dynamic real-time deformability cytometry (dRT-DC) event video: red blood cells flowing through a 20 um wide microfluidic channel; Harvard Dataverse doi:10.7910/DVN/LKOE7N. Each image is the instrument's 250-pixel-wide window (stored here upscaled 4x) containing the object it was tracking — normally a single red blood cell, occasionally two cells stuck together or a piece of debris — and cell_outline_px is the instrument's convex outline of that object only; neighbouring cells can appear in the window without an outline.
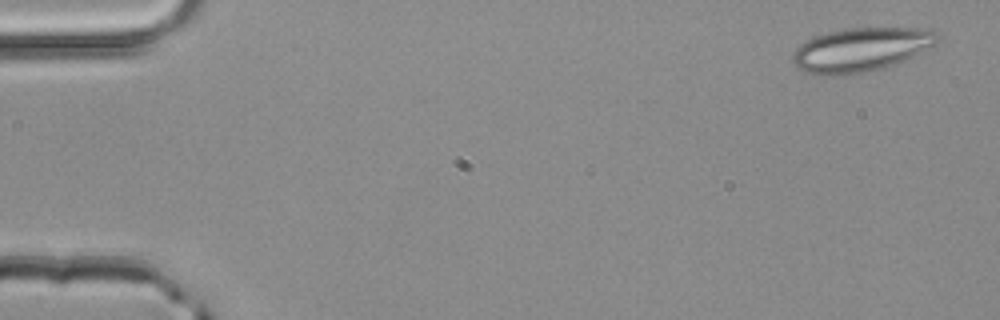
{"species": "common noctule bat (a hibernating species)", "species_latin": "Nyctalus noctula", "temperature_condition": "room temperature", "stored_images_in_passage": 48, "camera_frame_rate_fps": 3000, "um_per_image_px": 0.085, "animal": {"sex": "male", "body_mass_g": 20.4}, "frame": {"image": 1, "passage_image": 1, "time_ms": 0.0, "image_size_px": [1000, 320], "cell_outline_px": [[940, 36], [936, 44], [904, 60], [884, 68], [848, 76], [832, 76], [804, 72], [792, 64], [792, 52], [800, 44], [816, 36], [828, 32], [848, 28], [928, 28], [936, 32]], "centroid_in_image_um": [73.16, 4.23], "position_along_channel_um": 11.8, "area_um2": 37.22}}
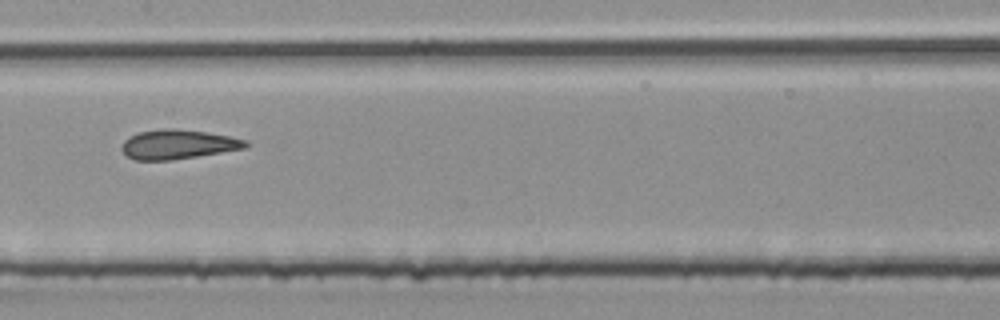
{"frame": {"image": 2, "passage_image": 24, "time_ms": 7.667, "image_size_px": [1000, 320], "cell_outline_px": [[248, 148], [172, 160], [132, 160], [120, 148], [124, 140], [128, 136], [140, 132], [160, 128], [172, 128], [204, 132], [228, 136], [248, 140]], "centroid_in_image_um": [15.11, 12.27], "position_along_channel_um": 192.3, "area_um2": 21.27}}
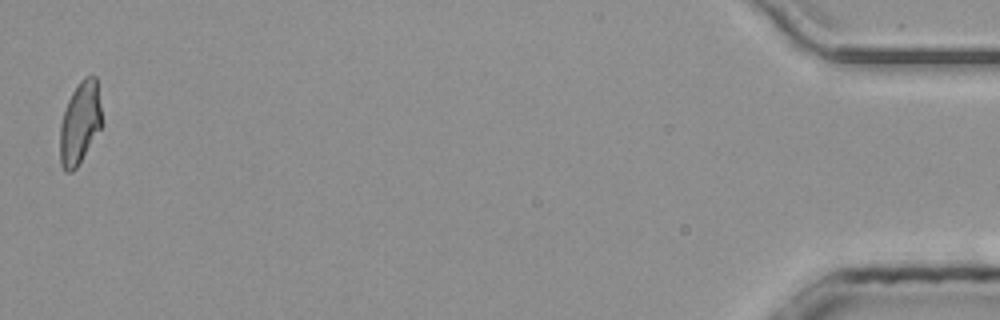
{"frame": {"image": 3, "passage_image": 48, "time_ms": 15.667, "image_size_px": [1000, 320], "cell_outline_px": [[104, 124], [76, 168], [72, 172], [64, 172], [60, 164], [60, 124], [68, 100], [72, 92], [80, 80], [84, 76], [96, 76]], "centroid_in_image_um": [6.81, 10.45], "position_along_channel_um": 428.4, "area_um2": 20.4}, "authors_computed_cell_mechanics": {"area_um2": 21.4438, "velocity_mm_per_s": 4.1876, "shape_relaxation_time_tau1_ms": null, "shape_relaxation_time_tau2_ms": 1.2549, "deformation_change_tau1": null, "deformation_change_tau2": 0.0985}}